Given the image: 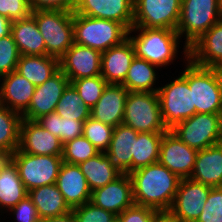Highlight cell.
Wrapping results in <instances>:
<instances>
[{"label":"cell","instance_id":"obj_1","mask_svg":"<svg viewBox=\"0 0 222 222\" xmlns=\"http://www.w3.org/2000/svg\"><path fill=\"white\" fill-rule=\"evenodd\" d=\"M133 185L134 203L155 210H170L180 178L159 162L129 173Z\"/></svg>","mask_w":222,"mask_h":222},{"label":"cell","instance_id":"obj_2","mask_svg":"<svg viewBox=\"0 0 222 222\" xmlns=\"http://www.w3.org/2000/svg\"><path fill=\"white\" fill-rule=\"evenodd\" d=\"M128 38L133 43L136 57L156 65L160 68L159 71L171 64L175 65L174 61L176 62L177 58L181 59L178 57L181 47L183 51L180 53L184 55L182 59L185 62L189 60V48L180 44L183 41L175 30L132 27L128 32Z\"/></svg>","mask_w":222,"mask_h":222},{"label":"cell","instance_id":"obj_3","mask_svg":"<svg viewBox=\"0 0 222 222\" xmlns=\"http://www.w3.org/2000/svg\"><path fill=\"white\" fill-rule=\"evenodd\" d=\"M179 74L192 91L195 113L219 114L222 110V69L197 66L188 60Z\"/></svg>","mask_w":222,"mask_h":222},{"label":"cell","instance_id":"obj_4","mask_svg":"<svg viewBox=\"0 0 222 222\" xmlns=\"http://www.w3.org/2000/svg\"><path fill=\"white\" fill-rule=\"evenodd\" d=\"M74 43L98 50L101 53L122 44L129 30L121 23L74 13Z\"/></svg>","mask_w":222,"mask_h":222},{"label":"cell","instance_id":"obj_5","mask_svg":"<svg viewBox=\"0 0 222 222\" xmlns=\"http://www.w3.org/2000/svg\"><path fill=\"white\" fill-rule=\"evenodd\" d=\"M45 42L46 55L57 58L74 44L73 12L38 10L31 12Z\"/></svg>","mask_w":222,"mask_h":222},{"label":"cell","instance_id":"obj_6","mask_svg":"<svg viewBox=\"0 0 222 222\" xmlns=\"http://www.w3.org/2000/svg\"><path fill=\"white\" fill-rule=\"evenodd\" d=\"M221 19L219 0H182L176 31L189 48Z\"/></svg>","mask_w":222,"mask_h":222},{"label":"cell","instance_id":"obj_7","mask_svg":"<svg viewBox=\"0 0 222 222\" xmlns=\"http://www.w3.org/2000/svg\"><path fill=\"white\" fill-rule=\"evenodd\" d=\"M123 124L137 132L164 133L166 128L157 92H129Z\"/></svg>","mask_w":222,"mask_h":222},{"label":"cell","instance_id":"obj_8","mask_svg":"<svg viewBox=\"0 0 222 222\" xmlns=\"http://www.w3.org/2000/svg\"><path fill=\"white\" fill-rule=\"evenodd\" d=\"M9 158L16 165L27 191L55 184L63 163L62 155H34L17 149Z\"/></svg>","mask_w":222,"mask_h":222},{"label":"cell","instance_id":"obj_9","mask_svg":"<svg viewBox=\"0 0 222 222\" xmlns=\"http://www.w3.org/2000/svg\"><path fill=\"white\" fill-rule=\"evenodd\" d=\"M159 84L162 85L157 91L162 118L166 128L171 130L178 123L195 114L192 91L188 82L180 74L165 85Z\"/></svg>","mask_w":222,"mask_h":222},{"label":"cell","instance_id":"obj_10","mask_svg":"<svg viewBox=\"0 0 222 222\" xmlns=\"http://www.w3.org/2000/svg\"><path fill=\"white\" fill-rule=\"evenodd\" d=\"M171 131L197 151L221 143L219 114L195 113L178 123Z\"/></svg>","mask_w":222,"mask_h":222},{"label":"cell","instance_id":"obj_11","mask_svg":"<svg viewBox=\"0 0 222 222\" xmlns=\"http://www.w3.org/2000/svg\"><path fill=\"white\" fill-rule=\"evenodd\" d=\"M182 0H134L133 27L177 28Z\"/></svg>","mask_w":222,"mask_h":222},{"label":"cell","instance_id":"obj_12","mask_svg":"<svg viewBox=\"0 0 222 222\" xmlns=\"http://www.w3.org/2000/svg\"><path fill=\"white\" fill-rule=\"evenodd\" d=\"M197 152L181 141L171 130H168L163 133L158 162L180 179L190 178Z\"/></svg>","mask_w":222,"mask_h":222},{"label":"cell","instance_id":"obj_13","mask_svg":"<svg viewBox=\"0 0 222 222\" xmlns=\"http://www.w3.org/2000/svg\"><path fill=\"white\" fill-rule=\"evenodd\" d=\"M211 186L190 178L180 179L171 211L182 222H196L203 211Z\"/></svg>","mask_w":222,"mask_h":222},{"label":"cell","instance_id":"obj_14","mask_svg":"<svg viewBox=\"0 0 222 222\" xmlns=\"http://www.w3.org/2000/svg\"><path fill=\"white\" fill-rule=\"evenodd\" d=\"M101 52L74 43L59 59L60 70L71 82L101 75Z\"/></svg>","mask_w":222,"mask_h":222},{"label":"cell","instance_id":"obj_15","mask_svg":"<svg viewBox=\"0 0 222 222\" xmlns=\"http://www.w3.org/2000/svg\"><path fill=\"white\" fill-rule=\"evenodd\" d=\"M69 83L66 75L59 70L43 84L36 86L28 109L22 114V119L37 120L43 115L53 113Z\"/></svg>","mask_w":222,"mask_h":222},{"label":"cell","instance_id":"obj_16","mask_svg":"<svg viewBox=\"0 0 222 222\" xmlns=\"http://www.w3.org/2000/svg\"><path fill=\"white\" fill-rule=\"evenodd\" d=\"M91 203L104 210L120 215L134 205L133 185L129 174H121L114 181L91 192Z\"/></svg>","mask_w":222,"mask_h":222},{"label":"cell","instance_id":"obj_17","mask_svg":"<svg viewBox=\"0 0 222 222\" xmlns=\"http://www.w3.org/2000/svg\"><path fill=\"white\" fill-rule=\"evenodd\" d=\"M18 149L28 154L55 156L62 155L63 143L36 120L22 119Z\"/></svg>","mask_w":222,"mask_h":222},{"label":"cell","instance_id":"obj_18","mask_svg":"<svg viewBox=\"0 0 222 222\" xmlns=\"http://www.w3.org/2000/svg\"><path fill=\"white\" fill-rule=\"evenodd\" d=\"M73 13L114 20L130 30L133 27L134 0H77Z\"/></svg>","mask_w":222,"mask_h":222},{"label":"cell","instance_id":"obj_19","mask_svg":"<svg viewBox=\"0 0 222 222\" xmlns=\"http://www.w3.org/2000/svg\"><path fill=\"white\" fill-rule=\"evenodd\" d=\"M55 184L71 210L91 200V190L77 164L63 162Z\"/></svg>","mask_w":222,"mask_h":222},{"label":"cell","instance_id":"obj_20","mask_svg":"<svg viewBox=\"0 0 222 222\" xmlns=\"http://www.w3.org/2000/svg\"><path fill=\"white\" fill-rule=\"evenodd\" d=\"M189 60L197 66L222 69V19L189 47Z\"/></svg>","mask_w":222,"mask_h":222},{"label":"cell","instance_id":"obj_21","mask_svg":"<svg viewBox=\"0 0 222 222\" xmlns=\"http://www.w3.org/2000/svg\"><path fill=\"white\" fill-rule=\"evenodd\" d=\"M128 93L121 84H107L90 117L114 128L122 124Z\"/></svg>","mask_w":222,"mask_h":222},{"label":"cell","instance_id":"obj_22","mask_svg":"<svg viewBox=\"0 0 222 222\" xmlns=\"http://www.w3.org/2000/svg\"><path fill=\"white\" fill-rule=\"evenodd\" d=\"M138 133L123 123L113 129L109 148L104 153L111 166L121 174L132 172V156H135V138Z\"/></svg>","mask_w":222,"mask_h":222},{"label":"cell","instance_id":"obj_23","mask_svg":"<svg viewBox=\"0 0 222 222\" xmlns=\"http://www.w3.org/2000/svg\"><path fill=\"white\" fill-rule=\"evenodd\" d=\"M135 56V49L129 38L102 52L101 76L108 84H122Z\"/></svg>","mask_w":222,"mask_h":222},{"label":"cell","instance_id":"obj_24","mask_svg":"<svg viewBox=\"0 0 222 222\" xmlns=\"http://www.w3.org/2000/svg\"><path fill=\"white\" fill-rule=\"evenodd\" d=\"M35 86L13 71L0 77V104L23 114L29 107Z\"/></svg>","mask_w":222,"mask_h":222},{"label":"cell","instance_id":"obj_25","mask_svg":"<svg viewBox=\"0 0 222 222\" xmlns=\"http://www.w3.org/2000/svg\"><path fill=\"white\" fill-rule=\"evenodd\" d=\"M28 196L19 172L9 157L0 156V215Z\"/></svg>","mask_w":222,"mask_h":222},{"label":"cell","instance_id":"obj_26","mask_svg":"<svg viewBox=\"0 0 222 222\" xmlns=\"http://www.w3.org/2000/svg\"><path fill=\"white\" fill-rule=\"evenodd\" d=\"M190 179L211 187H222V143L197 152Z\"/></svg>","mask_w":222,"mask_h":222},{"label":"cell","instance_id":"obj_27","mask_svg":"<svg viewBox=\"0 0 222 222\" xmlns=\"http://www.w3.org/2000/svg\"><path fill=\"white\" fill-rule=\"evenodd\" d=\"M11 34L20 55H46L44 39L31 14L27 18L12 21Z\"/></svg>","mask_w":222,"mask_h":222},{"label":"cell","instance_id":"obj_28","mask_svg":"<svg viewBox=\"0 0 222 222\" xmlns=\"http://www.w3.org/2000/svg\"><path fill=\"white\" fill-rule=\"evenodd\" d=\"M59 70V60L55 57L20 55L15 71L36 87L50 79Z\"/></svg>","mask_w":222,"mask_h":222},{"label":"cell","instance_id":"obj_29","mask_svg":"<svg viewBox=\"0 0 222 222\" xmlns=\"http://www.w3.org/2000/svg\"><path fill=\"white\" fill-rule=\"evenodd\" d=\"M156 69L160 68L135 56L121 85L129 92H157L160 75Z\"/></svg>","mask_w":222,"mask_h":222},{"label":"cell","instance_id":"obj_30","mask_svg":"<svg viewBox=\"0 0 222 222\" xmlns=\"http://www.w3.org/2000/svg\"><path fill=\"white\" fill-rule=\"evenodd\" d=\"M28 197L37 208L41 220L61 216L72 211L56 184L44 185L30 190Z\"/></svg>","mask_w":222,"mask_h":222},{"label":"cell","instance_id":"obj_31","mask_svg":"<svg viewBox=\"0 0 222 222\" xmlns=\"http://www.w3.org/2000/svg\"><path fill=\"white\" fill-rule=\"evenodd\" d=\"M78 165L86 178L91 192L104 187L121 175L118 170L111 166L109 159L104 152H100L95 157Z\"/></svg>","mask_w":222,"mask_h":222},{"label":"cell","instance_id":"obj_32","mask_svg":"<svg viewBox=\"0 0 222 222\" xmlns=\"http://www.w3.org/2000/svg\"><path fill=\"white\" fill-rule=\"evenodd\" d=\"M22 115L0 104V156L9 157L19 147Z\"/></svg>","mask_w":222,"mask_h":222},{"label":"cell","instance_id":"obj_33","mask_svg":"<svg viewBox=\"0 0 222 222\" xmlns=\"http://www.w3.org/2000/svg\"><path fill=\"white\" fill-rule=\"evenodd\" d=\"M163 133L139 132L135 138V156H132V171L159 161Z\"/></svg>","mask_w":222,"mask_h":222},{"label":"cell","instance_id":"obj_34","mask_svg":"<svg viewBox=\"0 0 222 222\" xmlns=\"http://www.w3.org/2000/svg\"><path fill=\"white\" fill-rule=\"evenodd\" d=\"M36 121L44 129L58 137L63 144L83 136V124L85 121L66 119L56 112L43 115Z\"/></svg>","mask_w":222,"mask_h":222},{"label":"cell","instance_id":"obj_35","mask_svg":"<svg viewBox=\"0 0 222 222\" xmlns=\"http://www.w3.org/2000/svg\"><path fill=\"white\" fill-rule=\"evenodd\" d=\"M54 112L63 118L79 121H86L91 116V109L85 105L71 83L63 91Z\"/></svg>","mask_w":222,"mask_h":222},{"label":"cell","instance_id":"obj_36","mask_svg":"<svg viewBox=\"0 0 222 222\" xmlns=\"http://www.w3.org/2000/svg\"><path fill=\"white\" fill-rule=\"evenodd\" d=\"M100 151L84 136L74 138L63 144V162L80 164L99 154Z\"/></svg>","mask_w":222,"mask_h":222},{"label":"cell","instance_id":"obj_37","mask_svg":"<svg viewBox=\"0 0 222 222\" xmlns=\"http://www.w3.org/2000/svg\"><path fill=\"white\" fill-rule=\"evenodd\" d=\"M70 83L76 89L85 105L90 109H92L100 99L108 84L101 75L79 78L72 80Z\"/></svg>","mask_w":222,"mask_h":222},{"label":"cell","instance_id":"obj_38","mask_svg":"<svg viewBox=\"0 0 222 222\" xmlns=\"http://www.w3.org/2000/svg\"><path fill=\"white\" fill-rule=\"evenodd\" d=\"M114 127L89 117L83 124V136L100 152L108 150Z\"/></svg>","mask_w":222,"mask_h":222},{"label":"cell","instance_id":"obj_39","mask_svg":"<svg viewBox=\"0 0 222 222\" xmlns=\"http://www.w3.org/2000/svg\"><path fill=\"white\" fill-rule=\"evenodd\" d=\"M19 57L12 34L0 38V77L16 70Z\"/></svg>","mask_w":222,"mask_h":222},{"label":"cell","instance_id":"obj_40","mask_svg":"<svg viewBox=\"0 0 222 222\" xmlns=\"http://www.w3.org/2000/svg\"><path fill=\"white\" fill-rule=\"evenodd\" d=\"M196 222H222V187H212Z\"/></svg>","mask_w":222,"mask_h":222},{"label":"cell","instance_id":"obj_41","mask_svg":"<svg viewBox=\"0 0 222 222\" xmlns=\"http://www.w3.org/2000/svg\"><path fill=\"white\" fill-rule=\"evenodd\" d=\"M72 212L77 222H111L116 217L112 212L99 208L91 202L72 209Z\"/></svg>","mask_w":222,"mask_h":222},{"label":"cell","instance_id":"obj_42","mask_svg":"<svg viewBox=\"0 0 222 222\" xmlns=\"http://www.w3.org/2000/svg\"><path fill=\"white\" fill-rule=\"evenodd\" d=\"M30 14L29 0H0V15L11 22L27 18Z\"/></svg>","mask_w":222,"mask_h":222},{"label":"cell","instance_id":"obj_43","mask_svg":"<svg viewBox=\"0 0 222 222\" xmlns=\"http://www.w3.org/2000/svg\"><path fill=\"white\" fill-rule=\"evenodd\" d=\"M8 212V215L13 214L10 216L14 217V222H41L37 208L28 196L10 208Z\"/></svg>","mask_w":222,"mask_h":222},{"label":"cell","instance_id":"obj_44","mask_svg":"<svg viewBox=\"0 0 222 222\" xmlns=\"http://www.w3.org/2000/svg\"><path fill=\"white\" fill-rule=\"evenodd\" d=\"M155 213L156 210L151 207L134 204L117 217L121 222H153Z\"/></svg>","mask_w":222,"mask_h":222},{"label":"cell","instance_id":"obj_45","mask_svg":"<svg viewBox=\"0 0 222 222\" xmlns=\"http://www.w3.org/2000/svg\"><path fill=\"white\" fill-rule=\"evenodd\" d=\"M77 0H29L31 12L38 10H59L74 12Z\"/></svg>","mask_w":222,"mask_h":222},{"label":"cell","instance_id":"obj_46","mask_svg":"<svg viewBox=\"0 0 222 222\" xmlns=\"http://www.w3.org/2000/svg\"><path fill=\"white\" fill-rule=\"evenodd\" d=\"M153 222H182L171 210H156Z\"/></svg>","mask_w":222,"mask_h":222},{"label":"cell","instance_id":"obj_47","mask_svg":"<svg viewBox=\"0 0 222 222\" xmlns=\"http://www.w3.org/2000/svg\"><path fill=\"white\" fill-rule=\"evenodd\" d=\"M41 222H77V220L73 212L70 211L61 216L42 219Z\"/></svg>","mask_w":222,"mask_h":222},{"label":"cell","instance_id":"obj_48","mask_svg":"<svg viewBox=\"0 0 222 222\" xmlns=\"http://www.w3.org/2000/svg\"><path fill=\"white\" fill-rule=\"evenodd\" d=\"M11 23L7 17L0 15V38L11 33Z\"/></svg>","mask_w":222,"mask_h":222},{"label":"cell","instance_id":"obj_49","mask_svg":"<svg viewBox=\"0 0 222 222\" xmlns=\"http://www.w3.org/2000/svg\"><path fill=\"white\" fill-rule=\"evenodd\" d=\"M219 126H220V137H221V143H222V110L219 113Z\"/></svg>","mask_w":222,"mask_h":222},{"label":"cell","instance_id":"obj_50","mask_svg":"<svg viewBox=\"0 0 222 222\" xmlns=\"http://www.w3.org/2000/svg\"><path fill=\"white\" fill-rule=\"evenodd\" d=\"M111 222H121L120 219L116 216Z\"/></svg>","mask_w":222,"mask_h":222},{"label":"cell","instance_id":"obj_51","mask_svg":"<svg viewBox=\"0 0 222 222\" xmlns=\"http://www.w3.org/2000/svg\"><path fill=\"white\" fill-rule=\"evenodd\" d=\"M219 4H220V10H221V14H222V0H219Z\"/></svg>","mask_w":222,"mask_h":222}]
</instances>
